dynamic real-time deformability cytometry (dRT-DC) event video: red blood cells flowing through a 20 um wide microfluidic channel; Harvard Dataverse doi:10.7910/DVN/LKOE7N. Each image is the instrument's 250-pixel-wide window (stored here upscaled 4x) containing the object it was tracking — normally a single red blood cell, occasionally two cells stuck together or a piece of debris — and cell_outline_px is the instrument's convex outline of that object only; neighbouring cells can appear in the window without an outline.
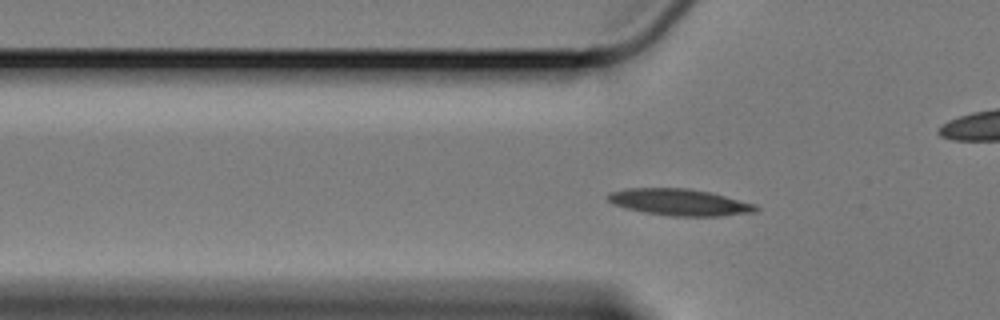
{"species": "Egyptian fruit bat (a non-hibernating species)", "species_latin": "Rousettus aegyptiacus", "temperature_condition": "cold", "stored_images_in_passage": 56, "camera_frame_rate_fps": 3000, "um_per_image_px": 0.085, "animal": {"sex": "female"}, "frame": {"image": 1, "passage_image": 15, "time_ms": 4.667, "image_size_px": [1000, 320], "cell_outline_px": [[760, 208], [756, 212], [720, 216], [668, 216], [644, 212], [624, 208], [612, 204], [608, 200], [608, 192], [628, 188], [688, 188], [708, 192], [756, 204]], "centroid_in_image_um": [57.74, 17.19], "position_along_channel_um": 68.1, "area_um2": 23.0}}
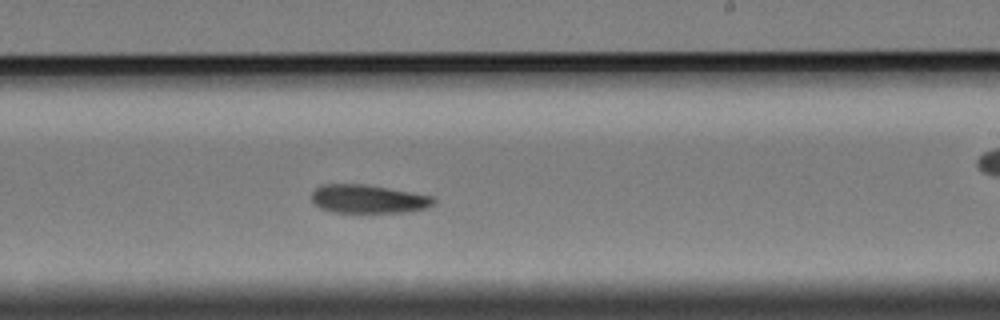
{"frame": {"image": 2, "passage_image": 32, "time_ms": 10.333, "image_size_px": [1000, 320], "cell_outline_px": [[436, 200], [432, 204], [424, 208], [408, 212], [332, 212], [320, 208], [312, 200], [312, 192], [320, 184], [364, 184], [412, 192], [432, 196]], "centroid_in_image_um": [31.27, 16.91], "position_along_channel_um": 257.7, "area_um2": 20.11}}
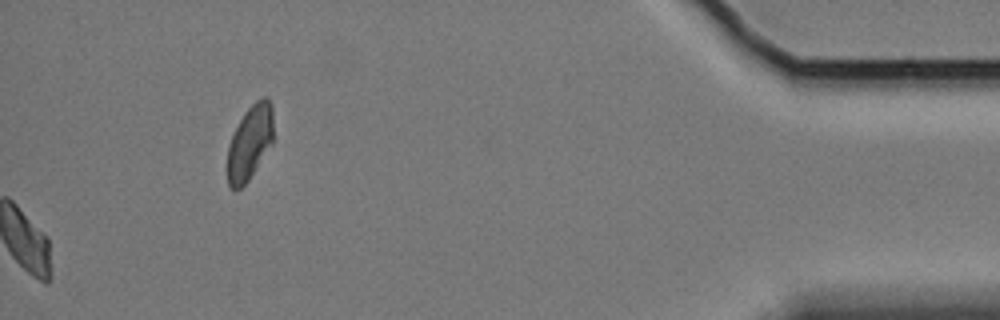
{"frame": {"image": 3, "passage_image": 56, "time_ms": 18.333, "image_size_px": [1000, 320], "cell_outline_px": [[272, 144], [248, 180], [240, 188], [232, 188], [228, 184], [228, 144], [244, 112], [256, 100], [264, 96], [268, 96], [272, 104]], "centroid_in_image_um": [21.25, 12.07], "position_along_channel_um": 414.0, "area_um2": 19.65}, "authors_computed_cell_mechanics": {"area_um2": 20.8658, "velocity_mm_per_s": 3.3519, "shape_relaxation_time_tau1_ms": 3.9514, "shape_relaxation_time_tau2_ms": null, "deformation_change_tau1": 0.1042, "deformation_change_tau2": null}}